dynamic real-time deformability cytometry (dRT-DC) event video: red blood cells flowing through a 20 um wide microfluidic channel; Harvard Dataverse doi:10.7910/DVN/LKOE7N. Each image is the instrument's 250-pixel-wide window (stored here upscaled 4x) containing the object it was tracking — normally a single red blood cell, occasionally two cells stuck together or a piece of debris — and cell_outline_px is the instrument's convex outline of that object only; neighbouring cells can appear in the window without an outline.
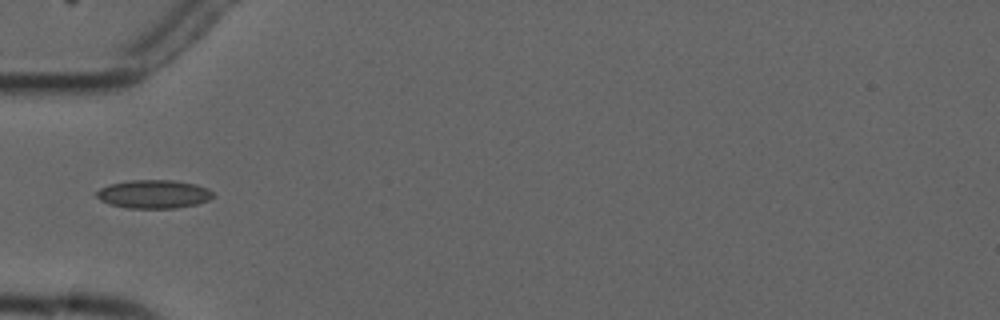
{"species": "common noctule bat (a hibernating species)", "species_latin": "Nyctalus noctula", "temperature_condition": "cold", "stored_images_in_passage": 8, "camera_frame_rate_fps": 3000, "um_per_image_px": 0.085, "animal": {"sex": "male", "forearm_length_mm": 52.5}, "frame": {"image": 1, "passage_image": 5, "time_ms": 5.667, "image_size_px": [1000, 320], "cell_outline_px": [[216, 196], [208, 200], [196, 204], [176, 208], [128, 208], [108, 204], [100, 200], [92, 192], [108, 184], [132, 180], [172, 180], [196, 184], [208, 188]], "centroid_in_image_um": [13.03, 16.5], "position_along_channel_um": 72.0, "area_um2": 19.54}}
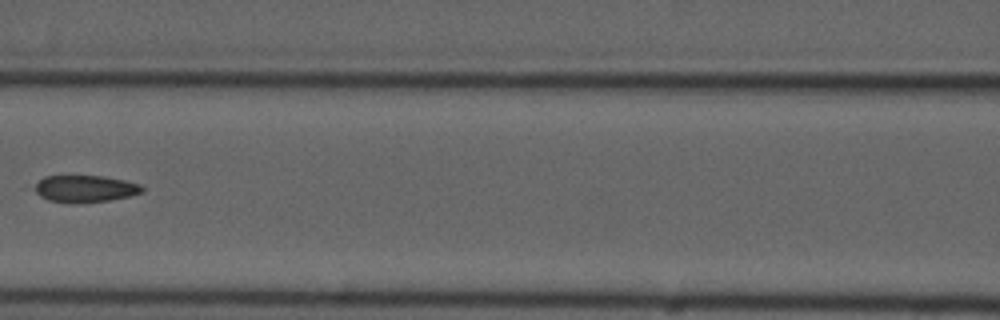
{"frame": {"image": 2, "passage_image": 7, "time_ms": 8.0, "image_size_px": [1000, 320], "cell_outline_px": [[144, 192], [128, 196], [108, 200], [76, 204], [72, 204], [48, 200], [40, 196], [36, 192], [36, 184], [44, 176], [104, 176], [124, 180], [140, 184], [144, 188]], "centroid_in_image_um": [7.25, 16.05], "position_along_channel_um": 159.4, "area_um2": 16.88}}
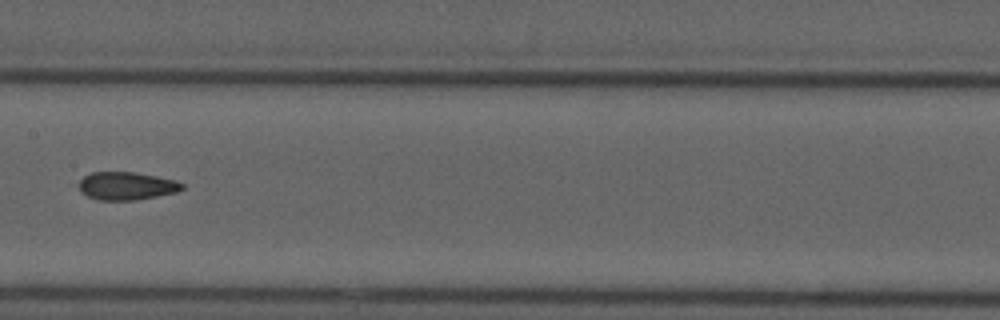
{"frame": {"image": 3, "passage_image": 8, "time_ms": 9.0, "image_size_px": [1000, 320], "cell_outline_px": [[184, 188], [176, 192], [136, 200], [96, 200], [80, 192], [76, 184], [84, 176], [92, 172], [132, 172], [156, 176], [176, 180], [184, 184]], "centroid_in_image_um": [10.71, 15.8], "position_along_channel_um": 196.7, "area_um2": 16.94}}